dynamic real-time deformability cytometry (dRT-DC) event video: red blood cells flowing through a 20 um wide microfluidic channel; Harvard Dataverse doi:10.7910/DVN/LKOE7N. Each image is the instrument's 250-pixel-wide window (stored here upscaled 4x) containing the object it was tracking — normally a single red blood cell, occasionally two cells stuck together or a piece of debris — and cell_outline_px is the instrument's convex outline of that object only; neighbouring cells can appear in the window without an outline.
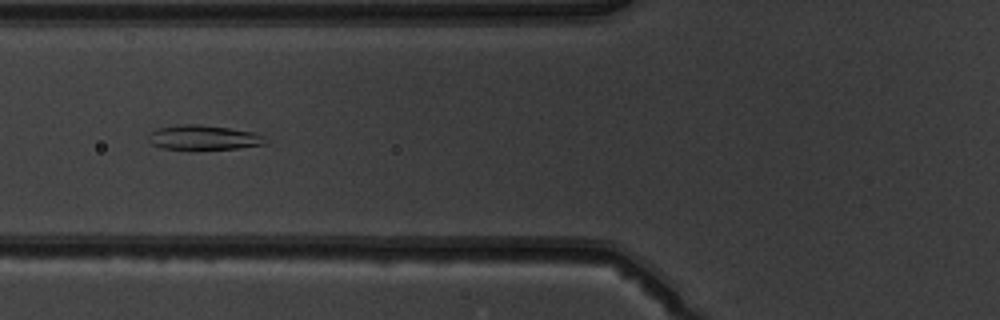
{"species": "common noctule bat (a hibernating species)", "species_latin": "Nyctalus noctula", "temperature_condition": "warm", "stored_images_in_passage": 9, "camera_frame_rate_fps": 3000, "um_per_image_px": 0.085, "animal": {"sex": "male", "body_mass_g": 19.5, "forearm_length_mm": 54.6}, "frame": {"image": 1, "passage_image": 6, "time_ms": 5.667, "image_size_px": [1000, 320], "cell_outline_px": [[268, 144], [236, 148], [188, 152], [164, 148], [152, 144], [148, 140], [148, 132], [156, 128], [176, 124], [200, 124], [228, 128], [252, 132], [264, 136]], "centroid_in_image_um": [17.23, 11.72], "position_along_channel_um": 108.6, "area_um2": 17.63}}
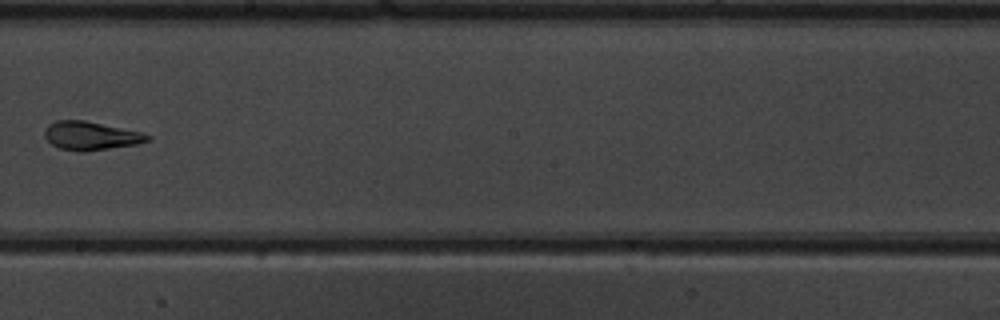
{"frame": {"image": 2, "passage_image": 9, "time_ms": 9.0, "image_size_px": [1000, 320], "cell_outline_px": [[152, 140], [136, 144], [84, 152], [80, 152], [60, 148], [52, 144], [44, 136], [44, 128], [48, 124], [56, 120], [84, 120], [140, 132], [152, 136]], "centroid_in_image_um": [7.7, 11.54], "position_along_channel_um": 240.5, "area_um2": 17.05}}